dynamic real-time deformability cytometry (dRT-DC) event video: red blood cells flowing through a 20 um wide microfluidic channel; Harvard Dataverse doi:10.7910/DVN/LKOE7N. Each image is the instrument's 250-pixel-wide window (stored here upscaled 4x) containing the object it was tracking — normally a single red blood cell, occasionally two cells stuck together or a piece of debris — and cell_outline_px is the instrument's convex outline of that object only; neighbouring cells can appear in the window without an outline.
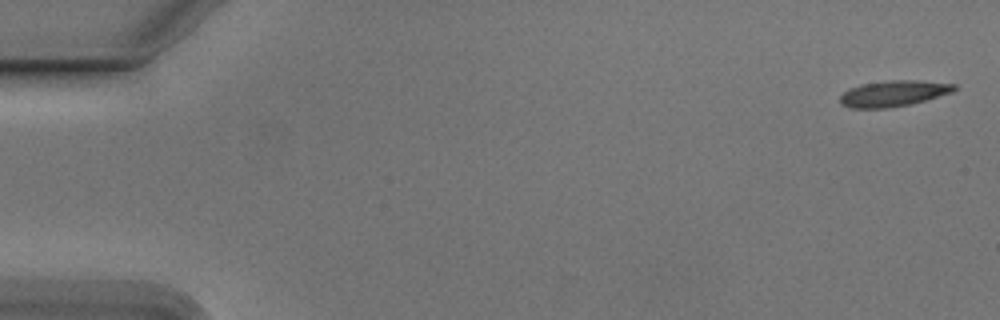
{"species": "Egyptian fruit bat (a non-hibernating species)", "species_latin": "Rousettus aegyptiacus", "temperature_condition": "cold", "stored_images_in_passage": 54, "segment_of_instrument_passage": [1, 2], "camera_frame_rate_fps": 3000, "um_per_image_px": 0.085, "animal": {"sex": "male"}, "frame": {"image": 1, "passage_image": 1, "time_ms": 0.0, "image_size_px": [1000, 320], "cell_outline_px": [[956, 88], [952, 92], [912, 104], [888, 108], [852, 108], [840, 104], [840, 96], [844, 92], [852, 88], [864, 84], [892, 80], [916, 80], [956, 84]], "centroid_in_image_um": [75.96, 7.95], "position_along_channel_um": 9.0, "area_um2": 17.05}}
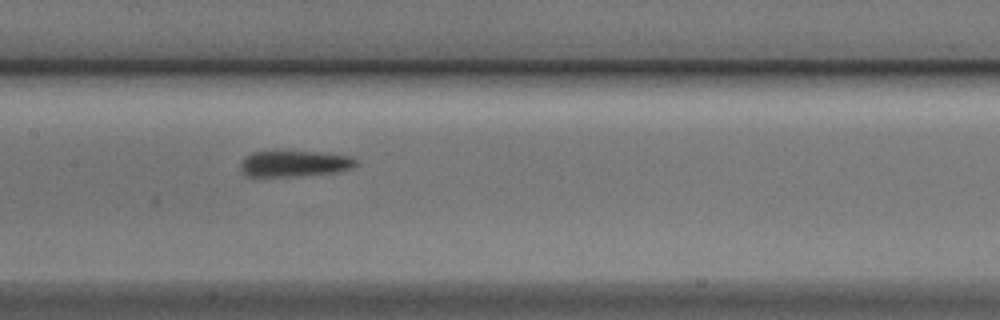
{"frame": {"image": 2, "passage_image": 26, "time_ms": 8.333, "image_size_px": [1000, 320], "cell_outline_px": [[360, 164], [352, 168], [340, 172], [300, 176], [252, 180], [240, 168], [240, 164], [244, 156], [252, 152], [320, 152], [352, 156], [360, 160]], "centroid_in_image_um": [25.03, 13.96], "position_along_channel_um": 182.4, "area_um2": 18.5}}
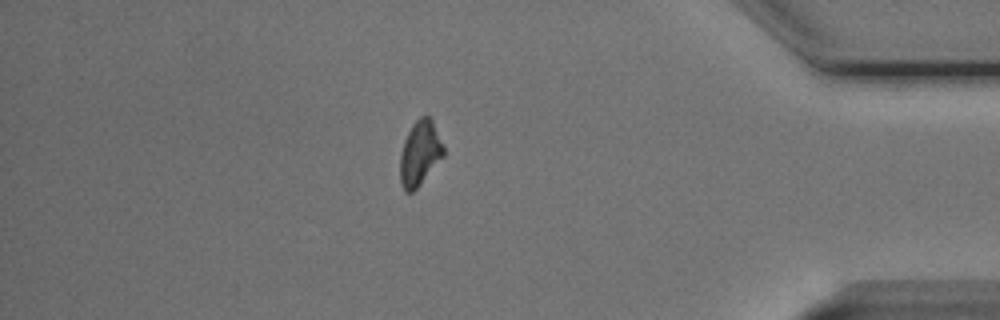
{"frame": {"image": 3, "passage_image": 46, "time_ms": 15.0, "image_size_px": [1000, 320], "cell_outline_px": [[444, 156], [420, 184], [412, 192], [404, 192], [400, 184], [400, 156], [404, 140], [412, 124], [420, 116], [428, 116], [432, 120], [444, 148]], "centroid_in_image_um": [35.67, 13.04], "position_along_channel_um": 399.5, "area_um2": 16.3}}